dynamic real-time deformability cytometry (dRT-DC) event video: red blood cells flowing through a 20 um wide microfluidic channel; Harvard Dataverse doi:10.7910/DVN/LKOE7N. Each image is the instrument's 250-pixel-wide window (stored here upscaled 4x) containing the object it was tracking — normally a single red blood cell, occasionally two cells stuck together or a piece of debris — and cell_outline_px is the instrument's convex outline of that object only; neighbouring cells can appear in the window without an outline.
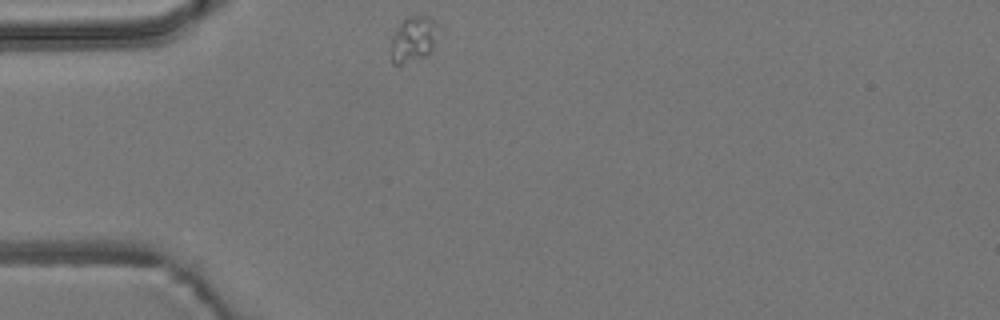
{"species": "common noctule bat (a hibernating species)", "species_latin": "Nyctalus noctula", "temperature_condition": "room temperature", "stored_images_in_passage": 4, "camera_frame_rate_fps": 3000, "um_per_image_px": 0.085, "animal": {"sex": "male", "body_mass_g": 19.2, "forearm_length_mm": 51.8}, "frame": {"image": 1, "passage_image": 1, "time_ms": 0.0, "image_size_px": [1000, 320], "cell_outline_px": [[436, 24], [432, 52], [428, 56], [400, 64], [392, 64], [392, 36], [400, 24], [408, 16], [428, 16]], "centroid_in_image_um": [35.12, 3.35], "position_along_channel_um": 49.9, "area_um2": 12.14}}
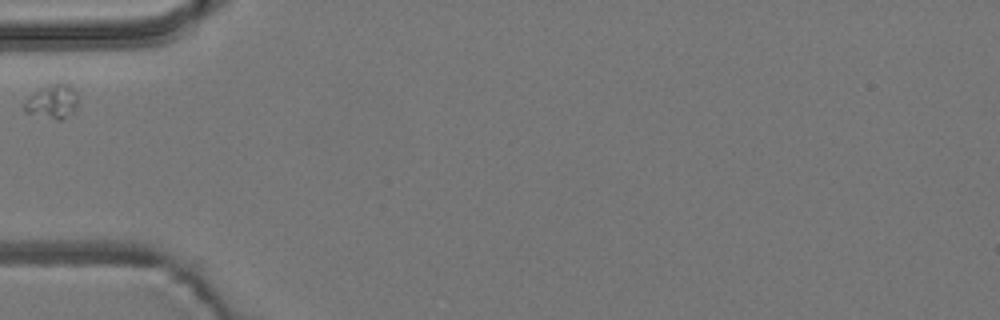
{"frame": {"image": 2, "passage_image": 2, "time_ms": 0.333, "image_size_px": [1000, 320], "cell_outline_px": [[76, 108], [72, 112], [60, 120], [56, 120], [24, 112], [24, 104], [32, 92], [56, 80], [60, 80], [76, 88]], "centroid_in_image_um": [4.45, 8.57], "position_along_channel_um": 80.6, "area_um2": 10.92}}